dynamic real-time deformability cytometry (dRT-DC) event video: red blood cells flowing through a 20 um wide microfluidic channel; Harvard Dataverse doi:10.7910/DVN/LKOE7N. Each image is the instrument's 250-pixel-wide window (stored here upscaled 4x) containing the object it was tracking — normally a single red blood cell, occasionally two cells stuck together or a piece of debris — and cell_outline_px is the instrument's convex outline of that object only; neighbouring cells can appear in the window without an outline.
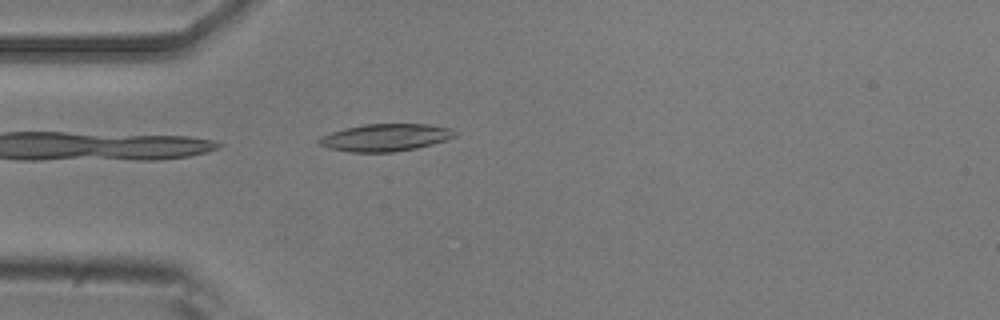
{"species": "common noctule bat (a hibernating species)", "species_latin": "Nyctalus noctula", "temperature_condition": "room temperature", "stored_images_in_passage": 4, "camera_frame_rate_fps": 3000, "um_per_image_px": 0.085, "animal": {"sex": "male", "body_mass_g": 20.5, "forearm_length_mm": 52.5}, "frame": {"image": 1, "passage_image": 4, "time_ms": 3.667, "image_size_px": [1000, 320], "cell_outline_px": [[460, 132], [456, 136], [432, 144], [416, 148], [392, 152], [348, 152], [328, 148], [320, 144], [316, 140], [320, 136], [344, 128], [364, 124], [428, 124], [448, 128]], "centroid_in_image_um": [32.74, 11.68], "position_along_channel_um": 52.3, "area_um2": 21.68}}